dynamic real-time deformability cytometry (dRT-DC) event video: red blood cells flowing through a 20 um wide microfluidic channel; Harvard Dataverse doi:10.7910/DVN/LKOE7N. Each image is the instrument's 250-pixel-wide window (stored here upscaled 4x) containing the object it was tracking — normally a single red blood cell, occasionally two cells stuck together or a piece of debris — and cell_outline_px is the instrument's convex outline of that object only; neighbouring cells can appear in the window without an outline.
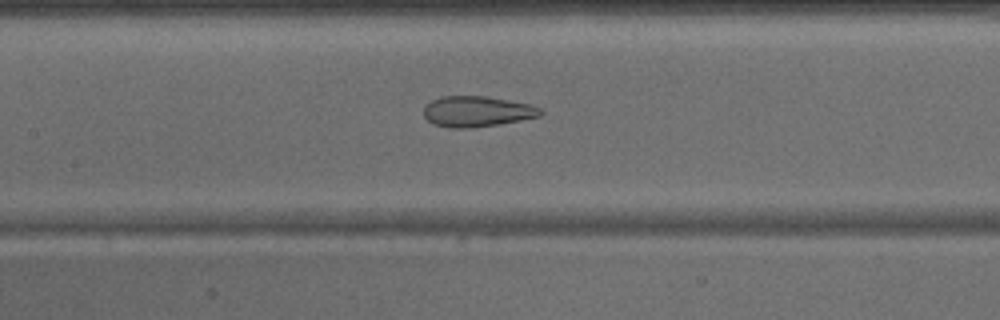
{"species": "common noctule bat (a hibernating species)", "species_latin": "Nyctalus noctula", "temperature_condition": "warm", "stored_images_in_passage": 31, "camera_frame_rate_fps": 3000, "um_per_image_px": 0.085, "animal": {"sex": "male", "body_mass_g": 15.6}, "frame": {"image": 1, "passage_image": 7, "time_ms": 2.0, "image_size_px": [1000, 320], "cell_outline_px": [[544, 112], [540, 116], [520, 120], [496, 124], [468, 128], [448, 128], [432, 124], [424, 116], [424, 108], [432, 100], [440, 96], [484, 96], [508, 100], [528, 104], [540, 108]], "centroid_in_image_um": [40.51, 9.47], "position_along_channel_um": 166.9, "area_um2": 20.69}}
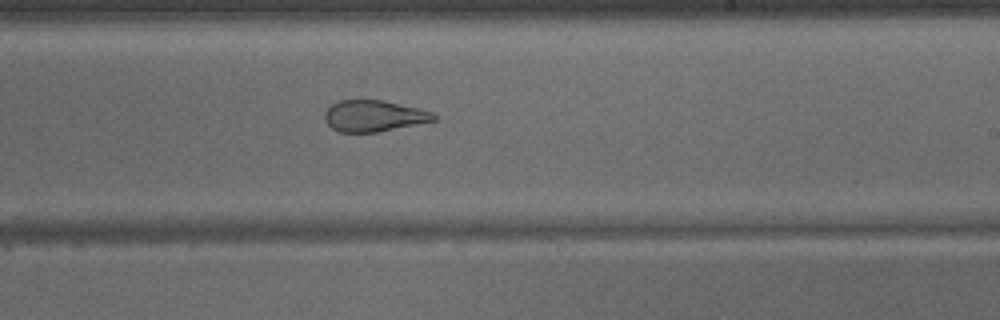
{"frame": {"image": 2, "passage_image": 13, "time_ms": 4.0, "image_size_px": [1000, 320], "cell_outline_px": [[436, 120], [376, 132], [340, 132], [332, 128], [324, 120], [324, 112], [332, 104], [340, 100], [384, 100], [432, 112], [436, 116]], "centroid_in_image_um": [31.73, 9.85], "position_along_channel_um": 257.3, "area_um2": 19.65}}
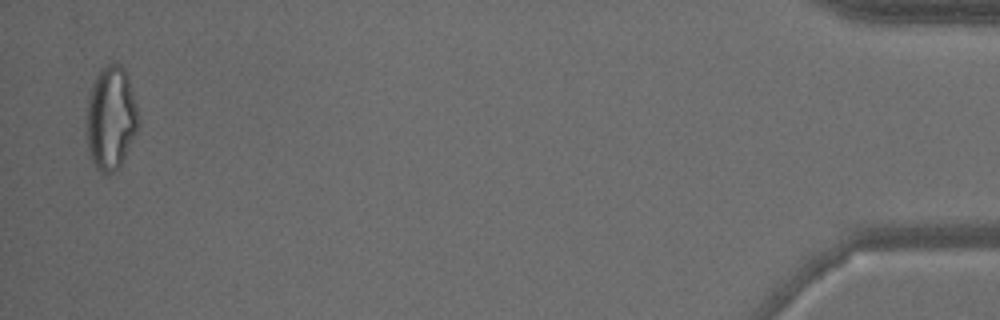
{"frame": {"image": 3, "passage_image": 30, "time_ms": 9.667, "image_size_px": [1000, 320], "cell_outline_px": [[140, 120], [136, 132], [120, 168], [108, 176], [104, 176], [96, 168], [88, 156], [84, 120], [88, 92], [100, 68], [108, 64], [120, 64], [128, 72]], "centroid_in_image_um": [9.38, 10.07], "position_along_channel_um": 425.8, "area_um2": 32.66}}